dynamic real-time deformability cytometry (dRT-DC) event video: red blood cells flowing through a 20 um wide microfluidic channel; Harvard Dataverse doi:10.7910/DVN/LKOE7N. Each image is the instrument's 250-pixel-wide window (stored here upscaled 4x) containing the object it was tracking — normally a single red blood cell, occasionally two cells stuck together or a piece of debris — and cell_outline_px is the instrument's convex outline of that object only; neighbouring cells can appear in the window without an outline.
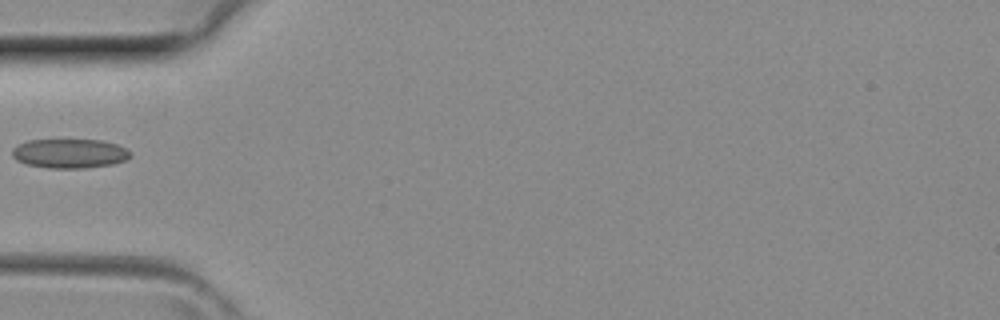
{"species": "common noctule bat (a hibernating species)", "species_latin": "Nyctalus noctula", "temperature_condition": "room temperature", "stored_images_in_passage": 27, "camera_frame_rate_fps": 3000, "um_per_image_px": 0.085, "animal": {"sex": "female", "body_mass_g": 29.2, "forearm_length_mm": 56.3}, "frame": {"image": 1, "passage_image": 1, "time_ms": 0.0, "image_size_px": [1000, 320], "cell_outline_px": [[132, 156], [124, 160], [112, 164], [84, 168], [48, 168], [24, 164], [16, 160], [12, 156], [12, 148], [28, 140], [100, 140], [116, 144], [132, 152]], "centroid_in_image_um": [5.9, 13.05], "position_along_channel_um": 79.1, "area_um2": 20.17}}
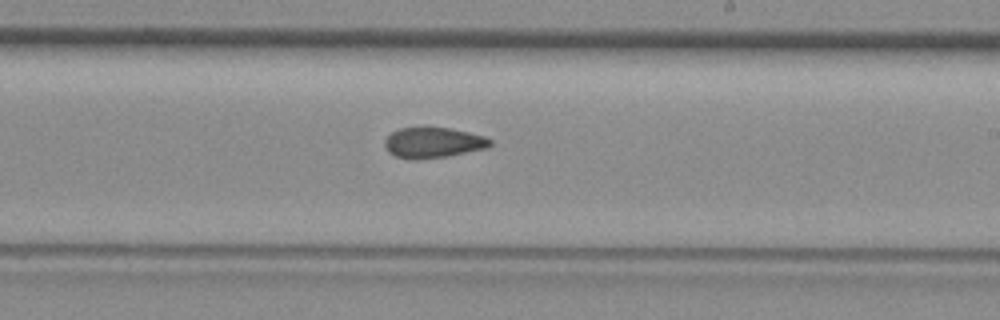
{"frame": {"image": 2, "passage_image": 11, "time_ms": 3.333, "image_size_px": [1000, 320], "cell_outline_px": [[492, 144], [488, 148], [448, 156], [420, 160], [412, 160], [396, 156], [388, 152], [384, 144], [384, 140], [392, 132], [400, 128], [448, 128], [468, 132], [484, 136], [492, 140]], "centroid_in_image_um": [36.82, 12.14], "position_along_channel_um": 252.2, "area_um2": 18.79}}
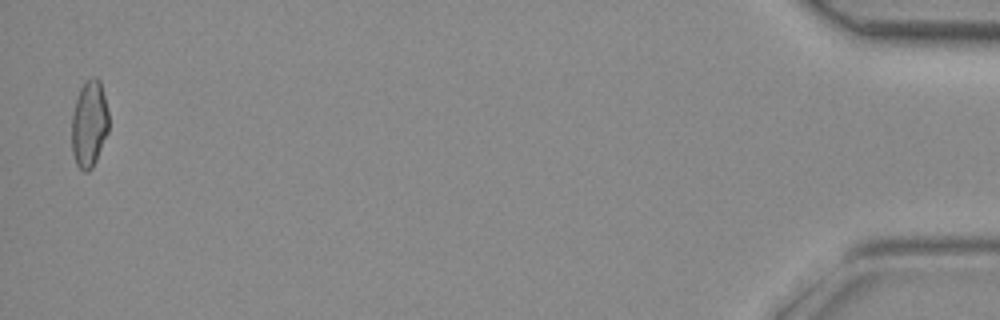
{"frame": {"image": 3, "passage_image": 27, "time_ms": 8.667, "image_size_px": [1000, 320], "cell_outline_px": [[108, 132], [96, 160], [92, 168], [88, 172], [84, 172], [76, 164], [72, 152], [72, 116], [76, 100], [80, 88], [92, 76], [96, 76], [100, 80], [108, 112]], "centroid_in_image_um": [7.58, 10.54], "position_along_channel_um": 427.6, "area_um2": 18.61}}